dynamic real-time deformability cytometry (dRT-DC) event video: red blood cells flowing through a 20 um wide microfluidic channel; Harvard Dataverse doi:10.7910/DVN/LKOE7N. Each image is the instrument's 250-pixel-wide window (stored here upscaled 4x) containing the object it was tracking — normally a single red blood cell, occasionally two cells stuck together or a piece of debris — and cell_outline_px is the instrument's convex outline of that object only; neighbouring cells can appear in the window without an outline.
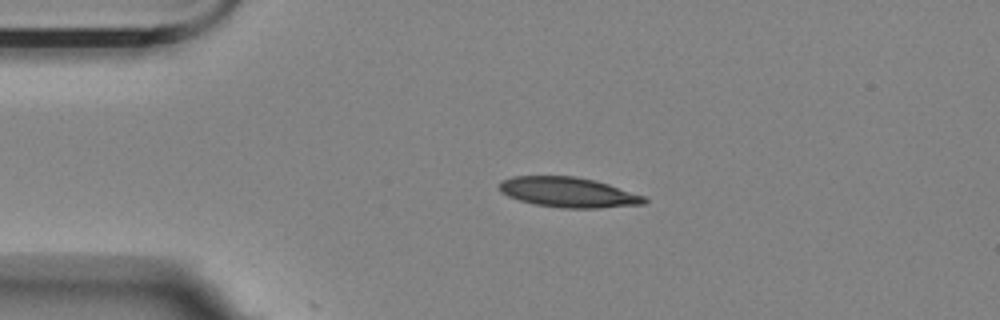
{"species": "Egyptian fruit bat (a non-hibernating species)", "species_latin": "Rousettus aegyptiacus", "temperature_condition": "room temperature", "stored_images_in_passage": 4, "camera_frame_rate_fps": 3000, "um_per_image_px": 0.085, "animal": {"sex": "female"}, "frame": {"image": 1, "passage_image": 2, "time_ms": 1.333, "image_size_px": [1000, 320], "cell_outline_px": [[648, 200], [644, 204], [600, 208], [560, 208], [536, 204], [520, 200], [508, 196], [500, 192], [500, 180], [512, 176], [576, 176], [596, 180], [648, 196]], "centroid_in_image_um": [48.36, 16.34], "position_along_channel_um": 36.6, "area_um2": 25.72}}
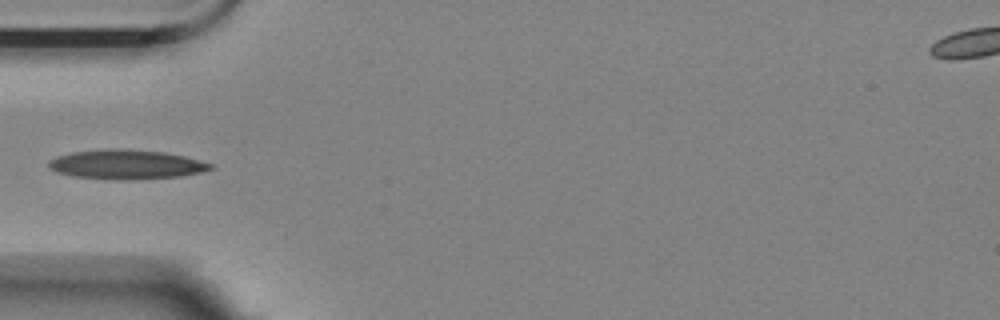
{"frame": {"image": 2, "passage_image": 4, "time_ms": 3.333, "image_size_px": [1000, 320], "cell_outline_px": [[212, 168], [200, 172], [180, 176], [132, 180], [116, 180], [72, 176], [56, 172], [48, 168], [48, 160], [56, 156], [72, 152], [164, 152], [184, 156], [212, 164]], "centroid_in_image_um": [10.7, 14.04], "position_along_channel_um": 74.3, "area_um2": 26.36}}